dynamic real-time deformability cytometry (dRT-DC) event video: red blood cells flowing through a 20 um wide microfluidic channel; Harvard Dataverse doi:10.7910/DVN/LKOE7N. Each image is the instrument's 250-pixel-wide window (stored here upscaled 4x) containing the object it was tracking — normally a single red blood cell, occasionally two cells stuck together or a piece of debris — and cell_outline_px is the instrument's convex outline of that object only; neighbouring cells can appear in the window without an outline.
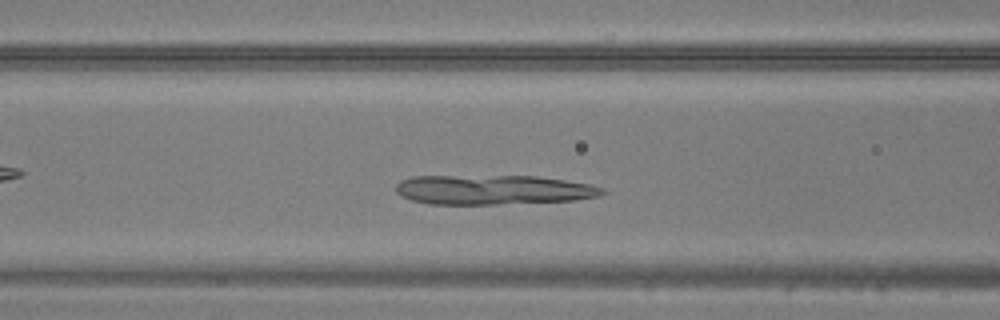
{"species": "common noctule bat (a hibernating species)", "species_latin": "Nyctalus noctula", "temperature_condition": "warm", "stored_images_in_passage": 40, "camera_frame_rate_fps": 3000, "um_per_image_px": 0.085, "animal": {"sex": "male", "body_mass_g": 20.5, "forearm_length_mm": 52.5}, "frame": {"image": 1, "passage_image": 12, "time_ms": 3.667, "image_size_px": [1000, 320], "cell_outline_px": [[608, 192], [600, 196], [576, 200], [496, 204], [428, 204], [412, 200], [400, 196], [396, 192], [396, 184], [400, 180], [412, 176], [536, 176], [592, 184], [604, 188]], "centroid_in_image_um": [41.93, 16.13], "position_along_channel_um": 124.7, "area_um2": 35.84}}
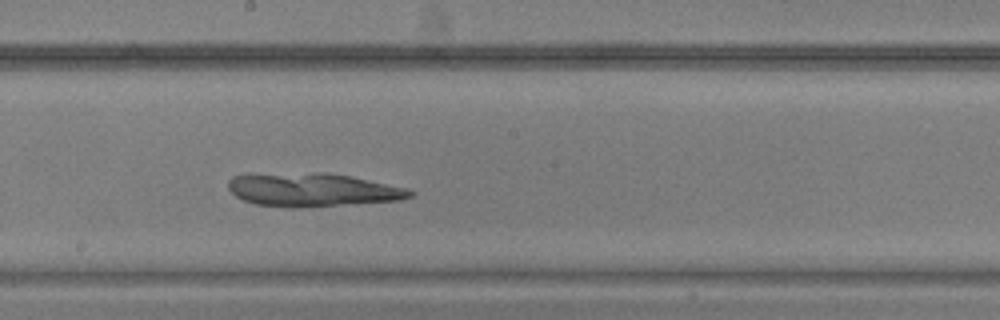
{"frame": {"image": 2, "passage_image": 19, "time_ms": 6.0, "image_size_px": [1000, 320], "cell_outline_px": [[416, 192], [412, 196], [400, 200], [300, 208], [292, 208], [256, 204], [244, 200], [236, 196], [228, 188], [228, 180], [232, 176], [316, 172], [320, 172], [348, 176], [408, 188]], "centroid_in_image_um": [26.59, 16.15], "position_along_channel_um": 221.6, "area_um2": 35.03}}
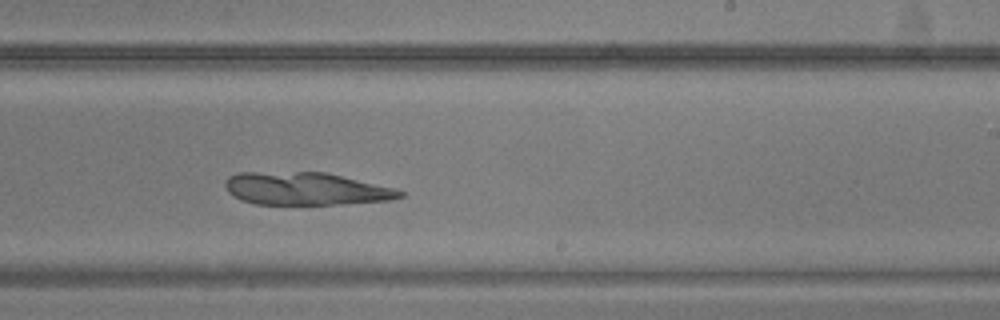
{"frame": {"image": 3, "passage_image": 22, "time_ms": 7.0, "image_size_px": [1000, 320], "cell_outline_px": [[404, 196], [392, 200], [332, 204], [256, 204], [240, 200], [228, 192], [224, 184], [224, 180], [228, 176], [236, 172], [324, 172], [396, 188], [404, 192]], "centroid_in_image_um": [25.96, 16.03], "position_along_channel_um": 263.0, "area_um2": 33.35}}